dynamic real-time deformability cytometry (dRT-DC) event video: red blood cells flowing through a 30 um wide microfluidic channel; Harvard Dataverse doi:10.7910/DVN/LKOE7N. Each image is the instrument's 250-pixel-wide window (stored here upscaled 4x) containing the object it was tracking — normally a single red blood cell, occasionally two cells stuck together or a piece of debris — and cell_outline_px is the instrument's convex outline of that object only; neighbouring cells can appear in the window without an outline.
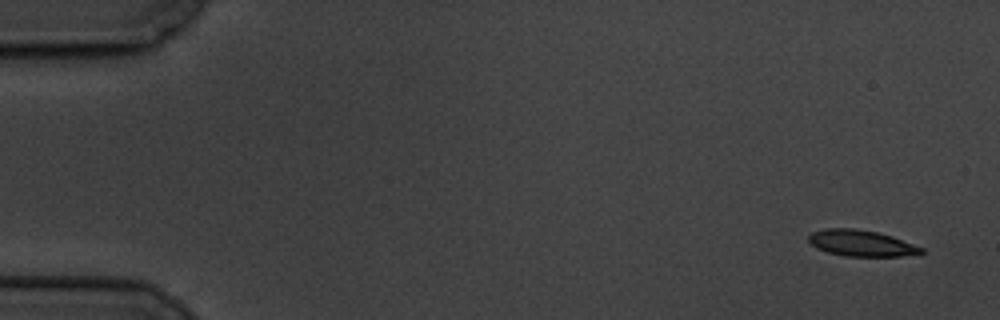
{"species": "common noctule bat (a hibernating species)", "species_latin": "Nyctalus noctula", "temperature_condition": "cold", "stored_images_in_passage": 9, "camera_frame_rate_fps": 3000, "um_per_image_px": 0.085, "animal": {"sex": "male", "body_mass_g": 19.5, "forearm_length_mm": 54.6}, "frame": {"image": 1, "passage_image": 1, "time_ms": 0.0, "image_size_px": [1000, 320], "cell_outline_px": [[924, 252], [900, 256], [844, 256], [828, 252], [816, 248], [808, 240], [808, 236], [812, 232], [824, 228], [856, 228], [876, 232], [892, 236], [924, 248]], "centroid_in_image_um": [73.17, 20.66], "position_along_channel_um": 11.8, "area_um2": 17.11}}
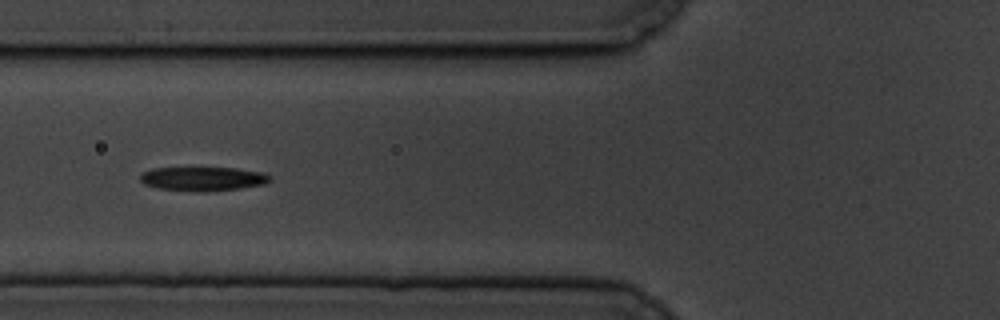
{"frame": {"image": 2, "passage_image": 6, "time_ms": 6.667, "image_size_px": [1000, 320], "cell_outline_px": [[272, 180], [264, 184], [240, 188], [204, 192], [160, 188], [144, 184], [140, 180], [140, 176], [144, 172], [152, 168], [236, 168], [264, 172], [272, 176]], "centroid_in_image_um": [17.31, 15.19], "position_along_channel_um": 108.5, "area_um2": 18.09}}
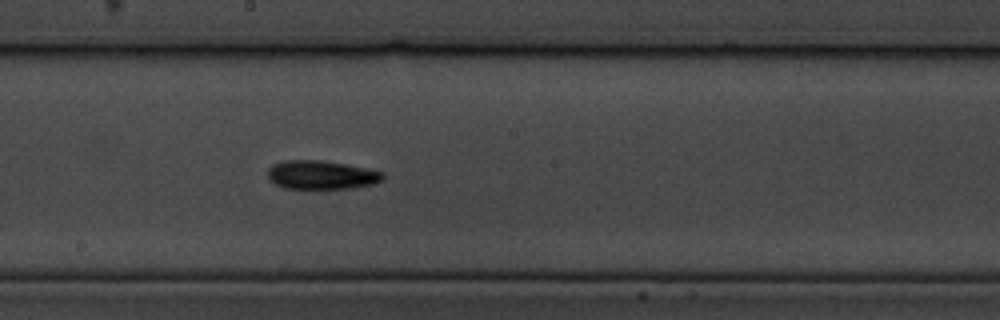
{"frame": {"image": 3, "passage_image": 9, "time_ms": 10.0, "image_size_px": [1000, 320], "cell_outline_px": [[384, 176], [380, 180], [372, 184], [352, 188], [284, 188], [276, 184], [268, 176], [268, 168], [272, 164], [284, 160], [320, 160], [344, 164], [384, 172]], "centroid_in_image_um": [27.28, 14.86], "position_along_channel_um": 220.9, "area_um2": 18.96}}